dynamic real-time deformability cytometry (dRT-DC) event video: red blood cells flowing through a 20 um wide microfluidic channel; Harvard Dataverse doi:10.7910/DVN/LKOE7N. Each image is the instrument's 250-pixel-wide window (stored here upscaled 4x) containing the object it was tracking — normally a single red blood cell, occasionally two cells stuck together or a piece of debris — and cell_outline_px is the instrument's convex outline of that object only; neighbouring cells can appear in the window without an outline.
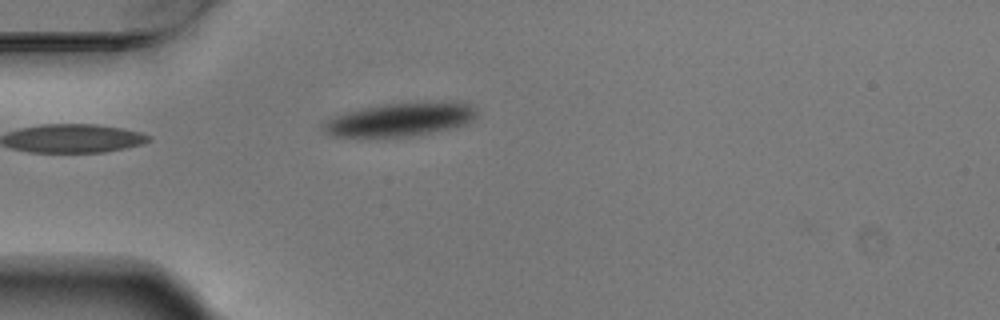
{"species": "Egyptian fruit bat (a non-hibernating species)", "species_latin": "Rousettus aegyptiacus", "temperature_condition": "warm", "stored_images_in_passage": 5, "camera_frame_rate_fps": 3000, "um_per_image_px": 0.085, "animal": {"sex": "male"}, "frame": {"image": 1, "passage_image": 5, "time_ms": 1.333, "image_size_px": [1000, 320], "cell_outline_px": [[476, 116], [472, 120], [456, 128], [412, 136], [336, 136], [328, 132], [324, 128], [324, 124], [328, 120], [336, 116], [348, 112], [364, 108], [384, 104], [468, 104], [476, 108]], "centroid_in_image_um": [34.05, 10.19], "position_along_channel_um": 51.0, "area_um2": 28.38}}